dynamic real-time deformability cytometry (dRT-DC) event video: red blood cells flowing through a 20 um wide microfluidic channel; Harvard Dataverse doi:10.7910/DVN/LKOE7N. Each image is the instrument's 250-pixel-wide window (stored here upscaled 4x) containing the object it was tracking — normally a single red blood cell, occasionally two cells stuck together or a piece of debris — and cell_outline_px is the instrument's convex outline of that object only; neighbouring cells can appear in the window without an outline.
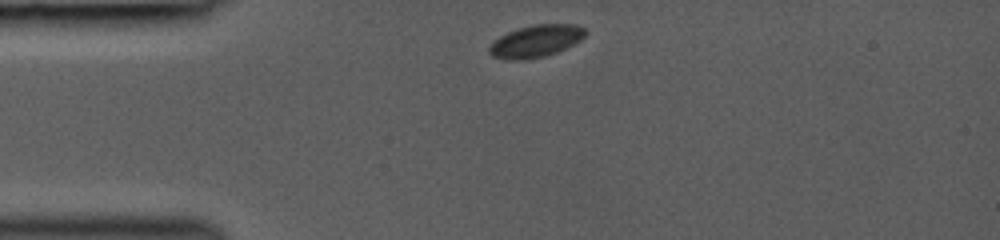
{"species": "common noctule bat (a hibernating species)", "species_latin": "Nyctalus noctula", "temperature_condition": "room temperature", "stored_images_in_passage": 6, "camera_frame_rate_fps": 3000, "um_per_image_px": 0.085, "animal": {"sex": "female", "body_mass_g": 19.0, "forearm_length_mm": 53.3}, "frame": {"image": 1, "passage_image": 1, "time_ms": 0.0, "image_size_px": [1000, 240], "cell_outline_px": [[588, 32], [580, 40], [556, 52], [544, 56], [524, 60], [508, 60], [492, 56], [488, 52], [488, 44], [492, 40], [508, 32], [532, 24], [576, 24], [584, 28]], "centroid_in_image_um": [45.5, 3.49], "position_along_channel_um": 39.5, "area_um2": 18.09}}
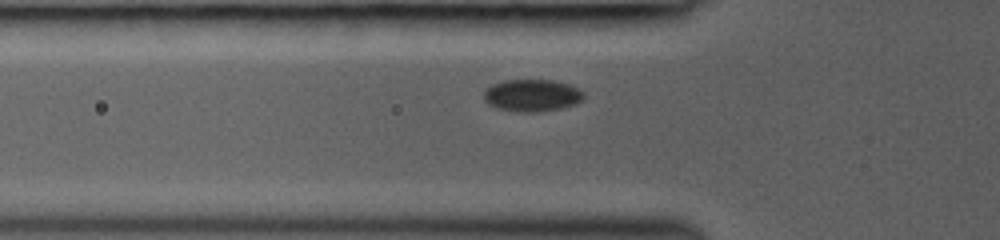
{"frame": {"image": 2, "passage_image": 5, "time_ms": 1.667, "image_size_px": [1000, 240], "cell_outline_px": [[584, 96], [576, 104], [560, 108], [536, 112], [516, 112], [496, 108], [488, 104], [484, 100], [484, 92], [492, 84], [500, 80], [552, 80], [568, 84], [580, 88], [584, 92]], "centroid_in_image_um": [45.21, 8.1], "position_along_channel_um": 80.6, "area_um2": 18.84}}